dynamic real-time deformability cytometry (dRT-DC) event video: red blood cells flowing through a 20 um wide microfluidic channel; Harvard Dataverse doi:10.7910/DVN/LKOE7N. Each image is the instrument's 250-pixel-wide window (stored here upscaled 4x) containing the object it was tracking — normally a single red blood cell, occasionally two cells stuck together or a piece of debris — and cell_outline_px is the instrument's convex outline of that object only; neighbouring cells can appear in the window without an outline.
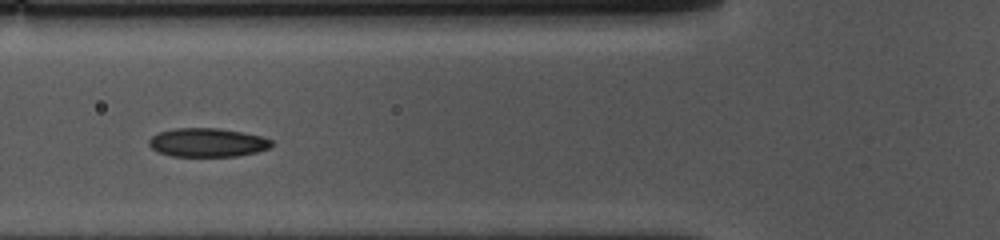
{"species": "common noctule bat (a hibernating species)", "species_latin": "Nyctalus noctula", "temperature_condition": "cold", "stored_images_in_passage": 18, "camera_frame_rate_fps": 3000, "um_per_image_px": 0.085, "animal": {"sex": "female", "body_mass_g": 10.0, "forearm_length_mm": 53.1}, "frame": {"image": 1, "passage_image": 8, "time_ms": 2.333, "image_size_px": [1000, 240], "cell_outline_px": [[272, 148], [256, 152], [236, 156], [172, 156], [156, 152], [148, 144], [148, 140], [152, 136], [160, 132], [176, 128], [220, 128], [244, 132], [260, 136], [272, 140]], "centroid_in_image_um": [17.64, 12.11], "position_along_channel_um": 108.2, "area_um2": 20.63}}
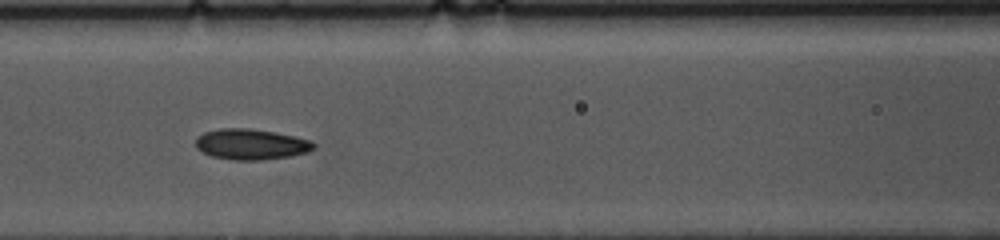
{"frame": {"image": 2, "passage_image": 11, "time_ms": 3.333, "image_size_px": [1000, 240], "cell_outline_px": [[316, 144], [308, 152], [288, 156], [260, 160], [232, 160], [212, 156], [196, 148], [196, 136], [204, 132], [220, 128], [248, 128], [276, 132], [296, 136], [312, 140]], "centroid_in_image_um": [21.33, 12.25], "position_along_channel_um": 145.3, "area_um2": 21.15}}